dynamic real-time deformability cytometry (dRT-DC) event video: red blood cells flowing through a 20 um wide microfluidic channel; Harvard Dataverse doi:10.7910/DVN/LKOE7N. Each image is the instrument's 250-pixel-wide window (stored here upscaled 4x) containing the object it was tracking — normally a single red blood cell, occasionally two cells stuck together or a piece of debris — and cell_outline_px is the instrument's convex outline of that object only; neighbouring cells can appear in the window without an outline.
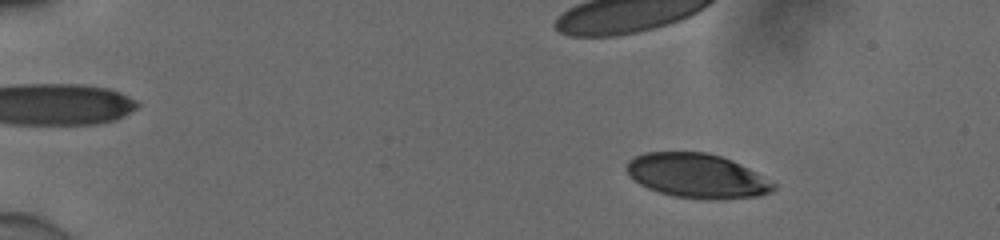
{"species": "human", "species_latin": "Homo sapiens", "temperature_condition": "cold", "stored_images_in_passage": 9, "camera_frame_rate_fps": 3000, "um_per_image_px": 0.085, "donor": {"sex": "male"}, "frame": {"image": 1, "passage_image": 3, "time_ms": 0.667, "image_size_px": [1000, 240], "cell_outline_px": [[776, 188], [760, 196], [724, 200], [708, 200], [676, 196], [660, 192], [648, 188], [640, 184], [624, 168], [628, 160], [644, 152], [704, 152], [720, 156], [732, 160], [748, 168], [776, 184]], "centroid_in_image_um": [59.25, 14.95], "position_along_channel_um": 25.7, "area_um2": 37.86}}
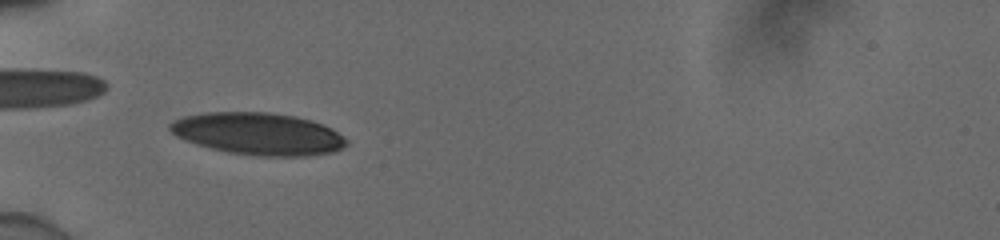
{"frame": {"image": 2, "passage_image": 8, "time_ms": 2.333, "image_size_px": [1000, 240], "cell_outline_px": [[348, 144], [332, 152], [308, 156], [252, 156], [228, 152], [196, 144], [184, 140], [176, 136], [168, 128], [168, 124], [184, 116], [204, 112], [268, 112], [296, 116], [312, 120], [324, 124], [332, 128], [344, 136], [348, 140]], "centroid_in_image_um": [21.97, 11.37], "position_along_channel_um": 63.0, "area_um2": 43.64}}